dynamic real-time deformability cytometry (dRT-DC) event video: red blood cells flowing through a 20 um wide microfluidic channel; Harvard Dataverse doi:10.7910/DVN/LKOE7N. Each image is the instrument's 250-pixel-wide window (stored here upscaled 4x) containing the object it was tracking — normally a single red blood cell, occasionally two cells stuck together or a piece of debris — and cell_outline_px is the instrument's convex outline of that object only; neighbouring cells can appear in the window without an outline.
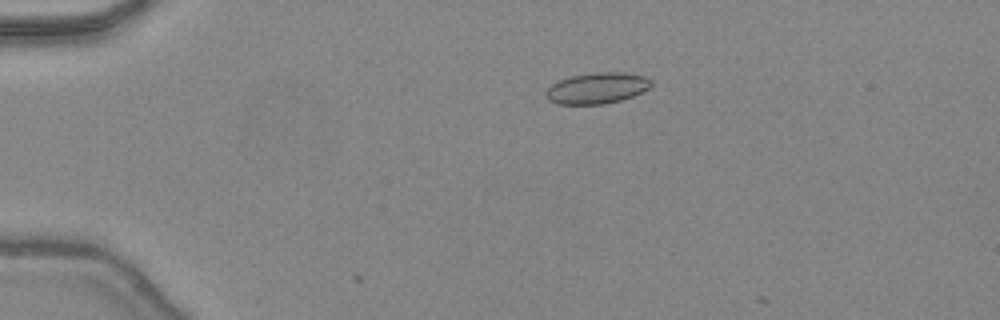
{"species": "common noctule bat (a hibernating species)", "species_latin": "Nyctalus noctula", "temperature_condition": "warm", "stored_images_in_passage": 7, "camera_frame_rate_fps": 3000, "um_per_image_px": 0.085, "animal": {"sex": "female", "body_mass_g": 24.6, "forearm_length_mm": 56.2}, "frame": {"image": 1, "passage_image": 3, "time_ms": 0.667, "image_size_px": [1000, 320], "cell_outline_px": [[652, 84], [648, 88], [632, 96], [620, 100], [604, 104], [556, 104], [548, 100], [544, 92], [552, 84], [560, 80], [572, 76], [596, 72], [624, 72], [644, 76], [652, 80]], "centroid_in_image_um": [50.73, 7.49], "position_along_channel_um": 34.3, "area_um2": 18.96}}